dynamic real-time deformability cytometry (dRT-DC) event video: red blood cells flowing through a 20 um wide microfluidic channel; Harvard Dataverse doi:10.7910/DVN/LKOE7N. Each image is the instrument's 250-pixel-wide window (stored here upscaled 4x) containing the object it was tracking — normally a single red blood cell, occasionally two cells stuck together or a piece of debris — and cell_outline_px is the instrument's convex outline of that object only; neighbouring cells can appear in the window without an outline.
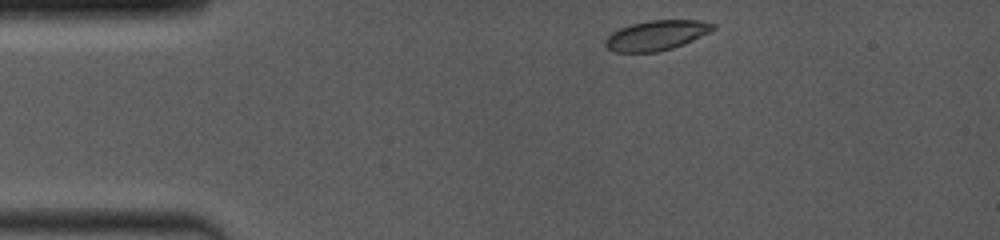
{"species": "common noctule bat (a hibernating species)", "species_latin": "Nyctalus noctula", "temperature_condition": "room temperature", "stored_images_in_passage": 27, "camera_frame_rate_fps": 4000, "um_per_image_px": 0.085, "animal": {"sex": "female", "body_mass_g": 19.0, "forearm_length_mm": 53.3}, "frame": {"image": 1, "passage_image": 1, "time_ms": 0.0, "image_size_px": [1000, 240], "cell_outline_px": [[716, 28], [692, 40], [672, 48], [656, 52], [616, 52], [608, 48], [604, 44], [604, 40], [612, 32], [620, 28], [632, 24], [648, 20], [700, 20], [716, 24]], "centroid_in_image_um": [55.78, 2.99], "position_along_channel_um": 29.2, "area_um2": 18.61}}
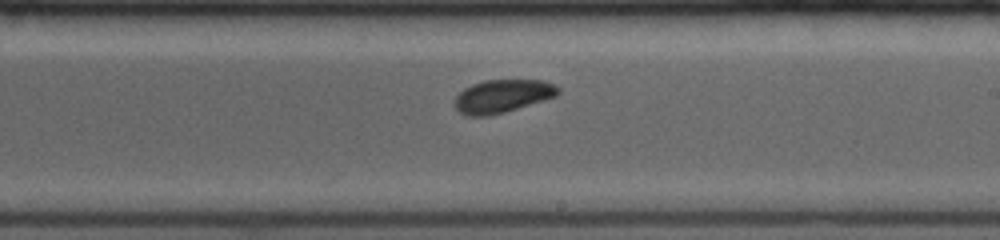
{"frame": {"image": 2, "passage_image": 15, "time_ms": 6.75, "image_size_px": [1000, 240], "cell_outline_px": [[560, 92], [556, 96], [544, 100], [504, 112], [488, 116], [464, 116], [452, 104], [456, 96], [464, 88], [472, 84], [484, 80], [544, 80], [560, 88]], "centroid_in_image_um": [42.67, 8.17], "position_along_channel_um": 246.3, "area_um2": 20.0}}
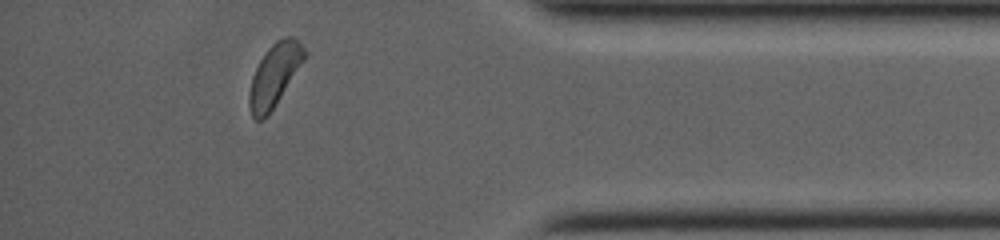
{"frame": {"image": 3, "passage_image": 25, "time_ms": 11.25, "image_size_px": [1000, 240], "cell_outline_px": [[308, 52], [304, 60], [268, 116], [264, 120], [256, 120], [252, 116], [248, 104], [248, 96], [252, 76], [260, 60], [268, 48], [276, 40], [284, 36], [292, 36]], "centroid_in_image_um": [23.31, 6.4], "position_along_channel_um": 411.9, "area_um2": 20.0}, "authors_computed_cell_mechanics": {"area_um2": 19.8254, "velocity_mm_per_s": 4.0489, "shape_relaxation_time_tau1_ms": 1.4274, "shape_relaxation_time_tau2_ms": 1.452, "deformation_change_tau1": 0.0575, "deformation_change_tau2": 0.0355}}